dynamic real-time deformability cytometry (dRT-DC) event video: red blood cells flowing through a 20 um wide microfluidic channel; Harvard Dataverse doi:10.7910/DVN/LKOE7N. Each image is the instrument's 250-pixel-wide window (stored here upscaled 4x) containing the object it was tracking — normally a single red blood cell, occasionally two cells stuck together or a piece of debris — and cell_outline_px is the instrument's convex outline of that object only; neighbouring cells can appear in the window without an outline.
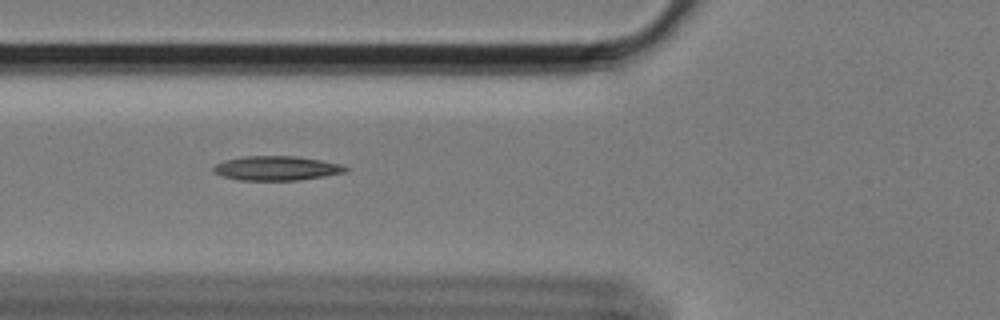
{"species": "Egyptian fruit bat (a non-hibernating species)", "species_latin": "Rousettus aegyptiacus", "temperature_condition": "cold", "stored_images_in_passage": 38, "camera_frame_rate_fps": 3000, "um_per_image_px": 0.085, "animal": {"sex": "female"}, "frame": {"image": 1, "passage_image": 4, "time_ms": 1.0, "image_size_px": [1000, 320], "cell_outline_px": [[348, 168], [344, 172], [324, 176], [300, 180], [240, 180], [224, 176], [212, 172], [212, 168], [216, 164], [224, 160], [244, 156], [296, 156], [320, 160], [340, 164]], "centroid_in_image_um": [23.47, 14.29], "position_along_channel_um": 102.3, "area_um2": 18.61}}
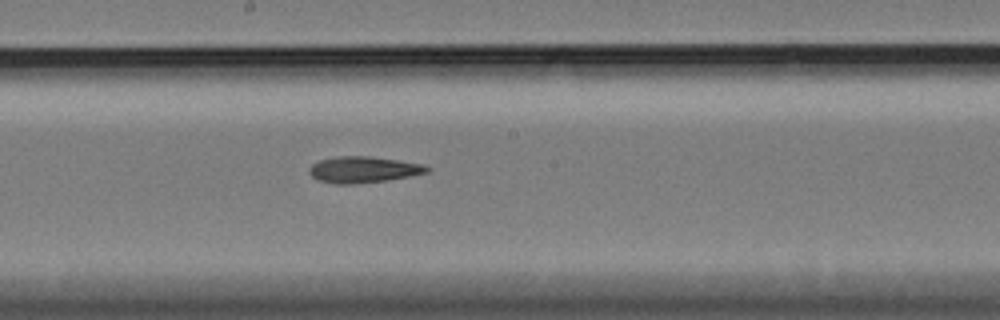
{"frame": {"image": 2, "passage_image": 14, "time_ms": 4.333, "image_size_px": [1000, 320], "cell_outline_px": [[432, 168], [428, 172], [388, 180], [356, 184], [336, 184], [316, 180], [308, 172], [308, 168], [312, 164], [320, 160], [336, 156], [368, 156], [424, 164]], "centroid_in_image_um": [30.85, 14.42], "position_along_channel_um": 217.3, "area_um2": 18.09}}
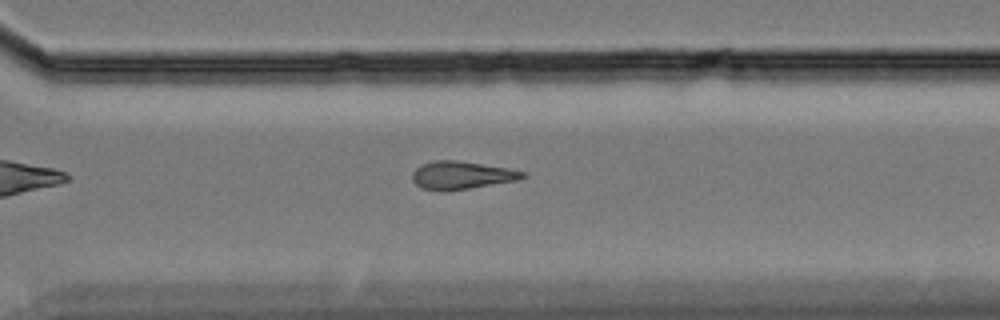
{"frame": {"image": 3, "passage_image": 24, "time_ms": 7.667, "image_size_px": [1000, 320], "cell_outline_px": [[528, 176], [516, 180], [448, 192], [440, 192], [420, 188], [412, 180], [412, 172], [420, 164], [436, 160], [456, 160], [508, 168], [528, 172]], "centroid_in_image_um": [39.2, 14.91], "position_along_channel_um": 331.4, "area_um2": 18.26}}